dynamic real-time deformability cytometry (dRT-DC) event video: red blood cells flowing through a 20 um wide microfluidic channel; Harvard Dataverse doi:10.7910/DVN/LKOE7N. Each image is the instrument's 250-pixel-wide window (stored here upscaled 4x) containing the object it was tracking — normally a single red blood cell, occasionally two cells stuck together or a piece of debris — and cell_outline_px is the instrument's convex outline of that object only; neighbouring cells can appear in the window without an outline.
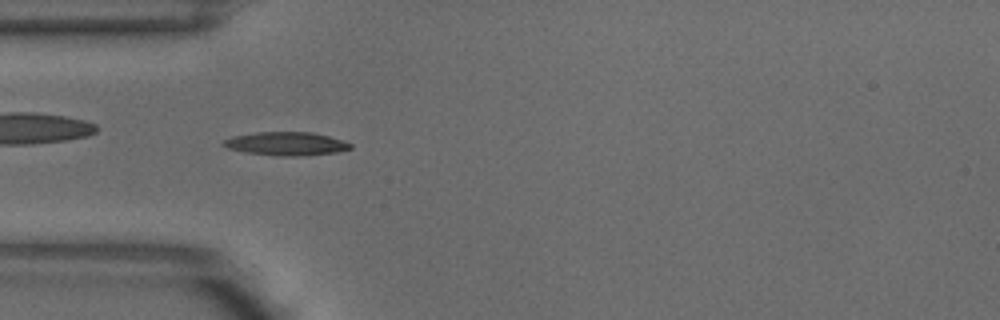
{"species": "common noctule bat (a hibernating species)", "species_latin": "Nyctalus noctula", "temperature_condition": "warm", "stored_images_in_passage": 5, "camera_frame_rate_fps": 3000, "um_per_image_px": 0.085, "animal": {"sex": "male", "body_mass_g": 18.8}, "frame": {"image": 1, "passage_image": 4, "time_ms": 1.0, "image_size_px": [1000, 320], "cell_outline_px": [[352, 148], [336, 152], [304, 156], [276, 156], [244, 152], [228, 148], [220, 144], [224, 140], [232, 136], [256, 132], [312, 132], [328, 136], [352, 144]], "centroid_in_image_um": [24.29, 12.22], "position_along_channel_um": 60.7, "area_um2": 17.4}}